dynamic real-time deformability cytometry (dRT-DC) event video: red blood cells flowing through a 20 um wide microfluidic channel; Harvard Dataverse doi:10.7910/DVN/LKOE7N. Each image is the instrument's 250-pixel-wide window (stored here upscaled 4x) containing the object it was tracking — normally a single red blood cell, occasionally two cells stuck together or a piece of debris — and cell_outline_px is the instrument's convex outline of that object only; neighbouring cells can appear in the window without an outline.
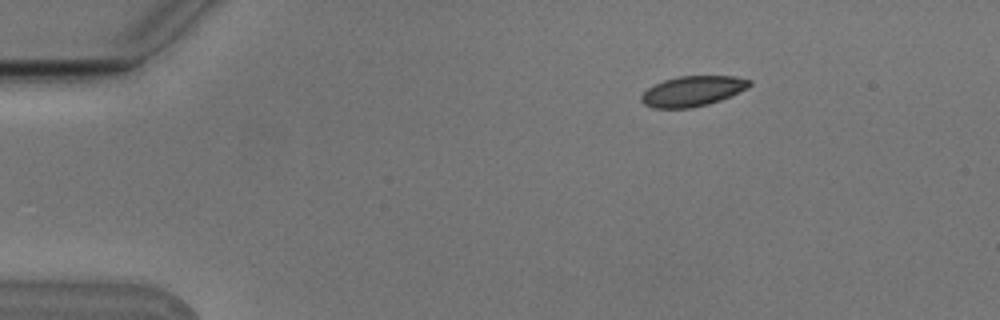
{"species": "Egyptian fruit bat (a non-hibernating species)", "species_latin": "Rousettus aegyptiacus", "temperature_condition": "cold", "stored_images_in_passage": 3, "camera_frame_rate_fps": 3000, "um_per_image_px": 0.085, "animal": {"sex": "male"}, "frame": {"image": 1, "passage_image": 1, "time_ms": 0.0, "image_size_px": [1000, 320], "cell_outline_px": [[752, 84], [748, 88], [732, 96], [708, 104], [692, 108], [652, 108], [644, 104], [640, 100], [640, 96], [648, 88], [664, 80], [680, 76], [736, 76], [752, 80]], "centroid_in_image_um": [58.9, 7.75], "position_along_channel_um": 26.1, "area_um2": 19.19}}